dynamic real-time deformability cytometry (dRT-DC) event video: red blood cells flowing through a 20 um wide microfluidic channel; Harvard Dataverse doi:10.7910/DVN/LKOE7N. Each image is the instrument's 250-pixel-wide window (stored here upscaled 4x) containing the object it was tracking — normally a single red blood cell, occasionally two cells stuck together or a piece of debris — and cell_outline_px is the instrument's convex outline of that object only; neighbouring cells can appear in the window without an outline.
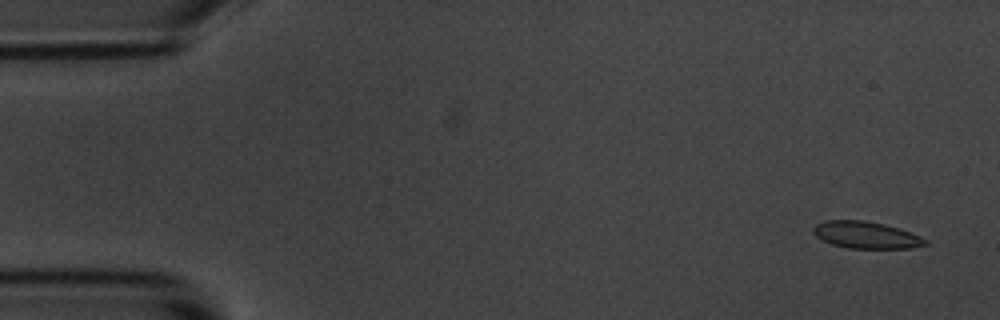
{"species": "common noctule bat (a hibernating species)", "species_latin": "Nyctalus noctula", "temperature_condition": "room temperature", "stored_images_in_passage": 6, "camera_frame_rate_fps": 3000, "um_per_image_px": 0.085, "animal": {"sex": "male", "body_mass_g": 20.1, "forearm_length_mm": 53.5}, "frame": {"image": 1, "passage_image": 1, "time_ms": 0.0, "image_size_px": [1000, 320], "cell_outline_px": [[928, 244], [912, 248], [848, 248], [832, 244], [816, 236], [812, 232], [812, 228], [816, 224], [824, 220], [864, 220], [884, 224], [900, 228], [920, 236], [928, 240]], "centroid_in_image_um": [73.62, 19.97], "position_along_channel_um": 11.4, "area_um2": 17.63}}
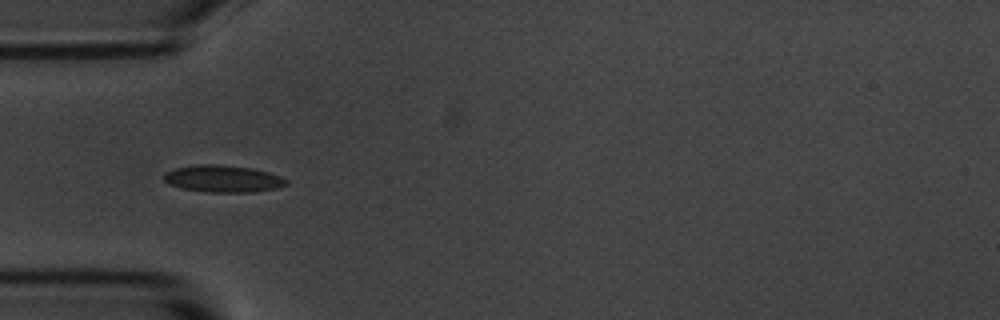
{"frame": {"image": 2, "passage_image": 5, "time_ms": 4.667, "image_size_px": [1000, 320], "cell_outline_px": [[288, 184], [276, 188], [252, 192], [212, 192], [180, 188], [168, 184], [164, 180], [164, 172], [176, 168], [196, 164], [220, 164], [252, 168], [268, 172], [280, 176], [288, 180]], "centroid_in_image_um": [18.94, 15.18], "position_along_channel_um": 66.1, "area_um2": 19.31}}